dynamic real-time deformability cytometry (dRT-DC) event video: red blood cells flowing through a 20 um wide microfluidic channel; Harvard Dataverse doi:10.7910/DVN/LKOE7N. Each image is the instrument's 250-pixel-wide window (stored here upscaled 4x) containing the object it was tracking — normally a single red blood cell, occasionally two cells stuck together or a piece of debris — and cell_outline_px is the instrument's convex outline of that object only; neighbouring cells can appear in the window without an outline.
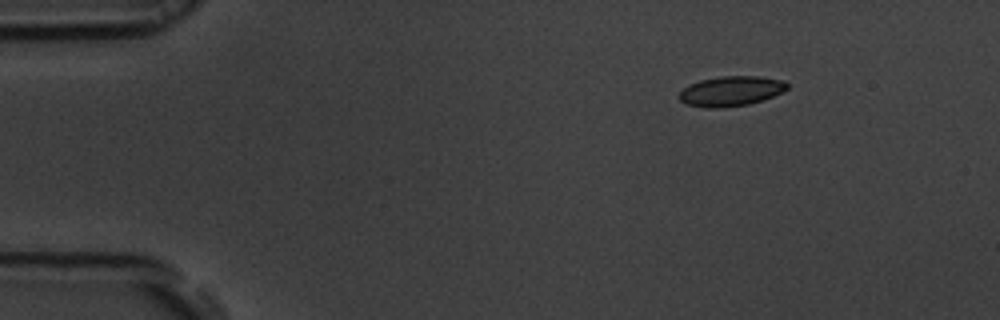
{"species": "common noctule bat (a hibernating species)", "species_latin": "Nyctalus noctula", "temperature_condition": "room temperature", "stored_images_in_passage": 1, "camera_frame_rate_fps": 3000, "um_per_image_px": 0.085, "animal": {"sex": "male", "body_mass_g": 19.5, "forearm_length_mm": 54.6}, "frame": {"image": 1, "passage_image": 1, "time_ms": 0.0, "image_size_px": [1000, 320], "cell_outline_px": [[788, 88], [784, 92], [748, 104], [724, 108], [704, 108], [688, 104], [680, 100], [676, 96], [684, 88], [700, 80], [720, 76], [760, 76], [784, 80], [788, 84]], "centroid_in_image_um": [62.14, 7.74], "position_along_channel_um": 22.9, "area_um2": 18.9}}